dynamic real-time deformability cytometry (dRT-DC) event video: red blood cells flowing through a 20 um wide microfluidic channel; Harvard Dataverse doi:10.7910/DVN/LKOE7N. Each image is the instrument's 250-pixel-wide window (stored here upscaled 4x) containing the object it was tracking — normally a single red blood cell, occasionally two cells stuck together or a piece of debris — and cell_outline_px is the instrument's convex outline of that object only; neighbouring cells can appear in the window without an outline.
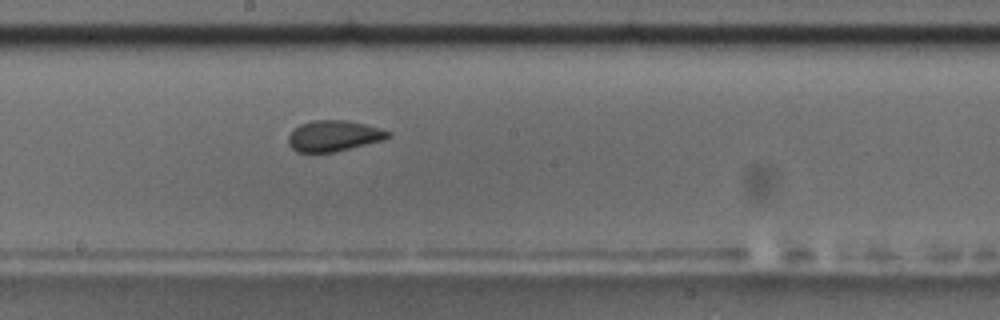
{"species": "common noctule bat (a hibernating species)", "species_latin": "Nyctalus noctula", "temperature_condition": "room temperature", "stored_images_in_passage": 5, "camera_frame_rate_fps": 3000, "um_per_image_px": 0.085, "animal": {"sex": "male", "body_mass_g": 17.5, "forearm_length_mm": 52.3}, "frame": {"image": 1, "passage_image": 5, "time_ms": 4.333, "image_size_px": [1000, 320], "cell_outline_px": [[392, 136], [384, 140], [336, 152], [296, 152], [288, 144], [288, 136], [300, 124], [312, 120], [348, 120], [364, 124], [392, 132]], "centroid_in_image_um": [28.39, 11.55], "position_along_channel_um": 219.8, "area_um2": 18.03}}